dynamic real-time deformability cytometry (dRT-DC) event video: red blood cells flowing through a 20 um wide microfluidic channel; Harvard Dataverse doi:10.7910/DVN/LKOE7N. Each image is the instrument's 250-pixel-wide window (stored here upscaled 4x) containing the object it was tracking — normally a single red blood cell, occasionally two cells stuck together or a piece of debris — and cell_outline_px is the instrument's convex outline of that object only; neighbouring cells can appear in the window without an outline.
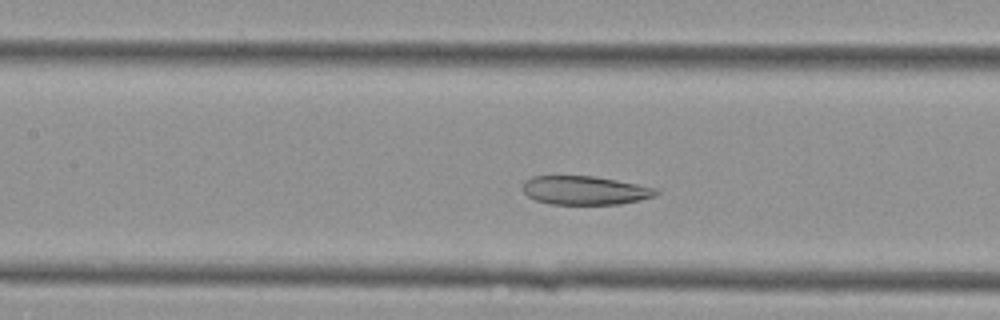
{"species": "Egyptian fruit bat (a non-hibernating species)", "species_latin": "Rousettus aegyptiacus", "temperature_condition": "cold", "stored_images_in_passage": 38, "camera_frame_rate_fps": 3000, "um_per_image_px": 0.085, "animal": {"sex": "female"}, "frame": {"image": 1, "passage_image": 14, "time_ms": 4.333, "image_size_px": [1000, 320], "cell_outline_px": [[660, 192], [656, 196], [640, 200], [620, 204], [548, 204], [536, 200], [528, 196], [524, 192], [524, 180], [532, 176], [592, 176], [616, 180], [656, 188]], "centroid_in_image_um": [49.73, 16.18], "position_along_channel_um": 157.7, "area_um2": 22.25}}
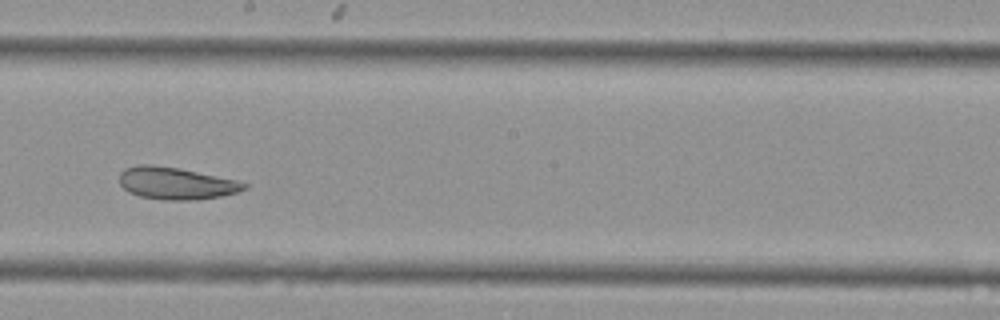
{"frame": {"image": 2, "passage_image": 19, "time_ms": 6.0, "image_size_px": [1000, 320], "cell_outline_px": [[248, 188], [236, 192], [220, 196], [196, 200], [164, 200], [140, 196], [128, 192], [120, 184], [120, 172], [124, 168], [136, 164], [152, 164], [180, 168], [236, 180], [248, 184]], "centroid_in_image_um": [14.93, 15.57], "position_along_channel_um": 233.3, "area_um2": 23.47}}
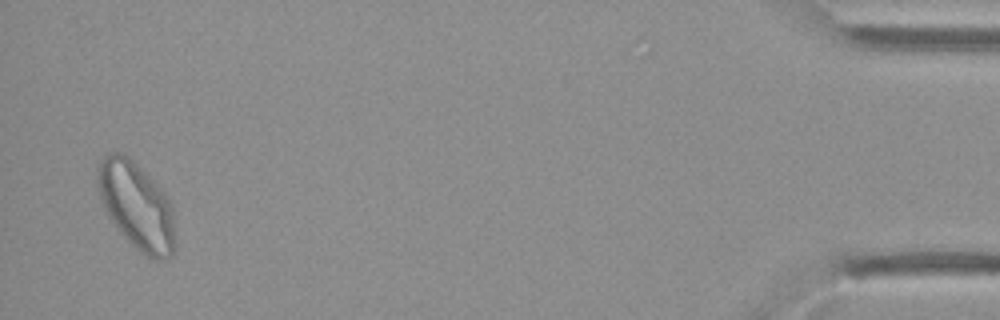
{"frame": {"image": 3, "passage_image": 37, "time_ms": 12.0, "image_size_px": [1000, 320], "cell_outline_px": [[176, 252], [172, 256], [164, 260], [156, 260], [140, 252], [120, 232], [108, 216], [100, 200], [96, 176], [96, 168], [100, 160], [104, 156], [112, 152], [120, 152], [132, 160], [160, 188], [168, 200], [172, 208], [176, 244]], "centroid_in_image_um": [11.6, 17.52], "position_along_channel_um": 423.6, "area_um2": 39.36}}